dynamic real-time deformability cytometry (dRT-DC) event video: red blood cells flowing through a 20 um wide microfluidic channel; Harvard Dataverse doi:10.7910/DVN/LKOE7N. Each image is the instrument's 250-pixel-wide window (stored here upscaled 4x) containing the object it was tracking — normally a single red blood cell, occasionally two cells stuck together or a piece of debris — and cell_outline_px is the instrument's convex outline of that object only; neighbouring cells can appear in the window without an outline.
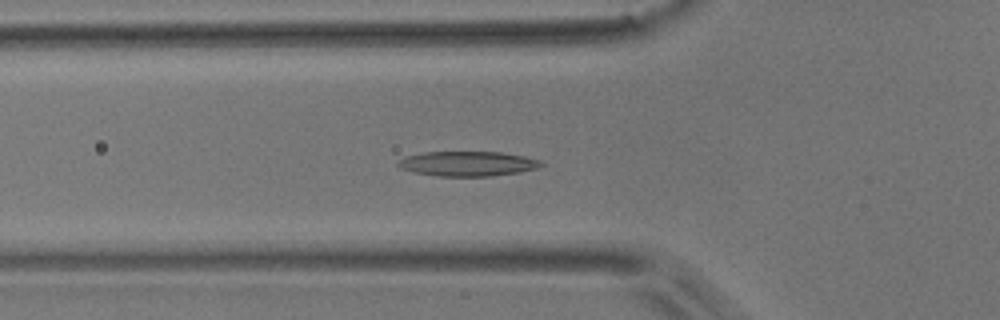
{"species": "common noctule bat (a hibernating species)", "species_latin": "Nyctalus noctula", "temperature_condition": "room temperature", "stored_images_in_passage": 55, "camera_frame_rate_fps": 3000, "um_per_image_px": 0.085, "animal": {"sex": "male", "body_mass_g": 17.9}, "frame": {"image": 1, "passage_image": 19, "time_ms": 6.0, "image_size_px": [1000, 320], "cell_outline_px": [[544, 164], [536, 168], [516, 172], [492, 176], [440, 176], [412, 172], [400, 168], [396, 164], [400, 160], [408, 156], [424, 152], [500, 152], [524, 156], [544, 160]], "centroid_in_image_um": [39.77, 13.91], "position_along_channel_um": 86.0, "area_um2": 20.58}}
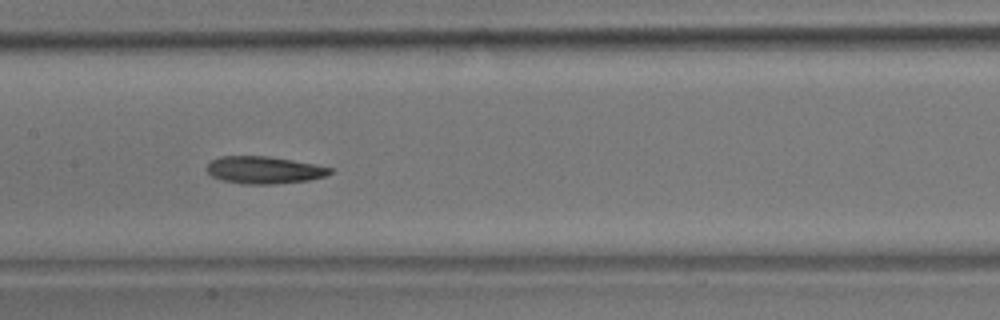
{"frame": {"image": 2, "passage_image": 27, "time_ms": 8.667, "image_size_px": [1000, 320], "cell_outline_px": [[332, 172], [324, 176], [308, 180], [276, 184], [244, 184], [224, 180], [212, 176], [208, 172], [208, 164], [212, 160], [220, 156], [268, 156], [316, 164], [332, 168]], "centroid_in_image_um": [22.47, 14.45], "position_along_channel_um": 184.9, "area_um2": 19.42}}
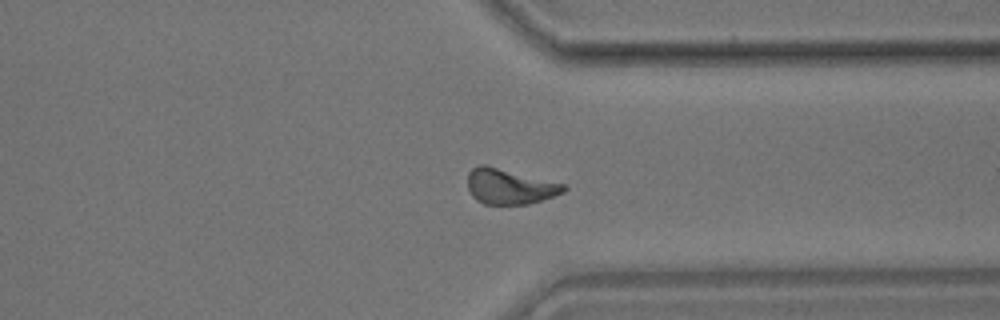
{"frame": {"image": 3, "passage_image": 42, "time_ms": 13.667, "image_size_px": [1000, 320], "cell_outline_px": [[568, 188], [564, 192], [528, 204], [484, 204], [476, 200], [472, 196], [468, 188], [468, 172], [476, 164], [484, 164], [564, 184]], "centroid_in_image_um": [43.27, 15.84], "position_along_channel_um": 368.1, "area_um2": 19.65}, "authors_computed_cell_mechanics": {"area_um2": 20.0566, "velocity_mm_per_s": 3.6809, "shape_relaxation_time_tau1_ms": 6.4763, "shape_relaxation_time_tau2_ms": 6.7039, "deformation_change_tau1": 0.1639, "deformation_change_tau2": 0.1459}}